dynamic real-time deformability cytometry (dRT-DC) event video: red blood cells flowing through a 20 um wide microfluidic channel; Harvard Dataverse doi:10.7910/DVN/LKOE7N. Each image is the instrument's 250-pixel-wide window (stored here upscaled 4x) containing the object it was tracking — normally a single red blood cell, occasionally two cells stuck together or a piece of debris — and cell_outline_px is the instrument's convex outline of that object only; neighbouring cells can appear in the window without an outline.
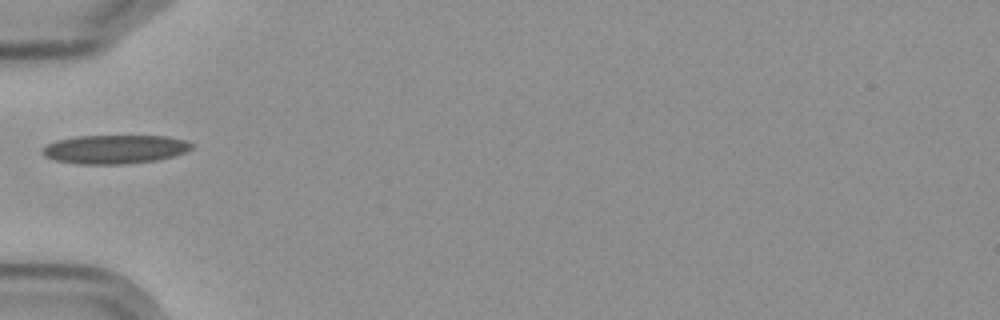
{"species": "Egyptian fruit bat (a non-hibernating species)", "species_latin": "Rousettus aegyptiacus", "temperature_condition": "cold", "stored_images_in_passage": 15, "camera_frame_rate_fps": 3000, "um_per_image_px": 0.085, "frame": {"image": 1, "passage_image": 5, "time_ms": 5.667, "image_size_px": [1000, 320], "cell_outline_px": [[192, 148], [184, 152], [172, 156], [156, 160], [124, 164], [80, 164], [56, 160], [44, 156], [40, 152], [40, 148], [56, 140], [76, 136], [168, 136], [184, 140], [192, 144]], "centroid_in_image_um": [9.7, 12.68], "position_along_channel_um": 75.3, "area_um2": 24.97}, "authors_computed_cell_mechanics": {"area_um2": 23.12, "velocity_mm_per_s": 3.5659, "shape_relaxation_time_tau1_ms": null, "shape_relaxation_time_tau2_ms": 3.9575, "deformation_change_tau1": null, "deformation_change_tau2": 0.095}}